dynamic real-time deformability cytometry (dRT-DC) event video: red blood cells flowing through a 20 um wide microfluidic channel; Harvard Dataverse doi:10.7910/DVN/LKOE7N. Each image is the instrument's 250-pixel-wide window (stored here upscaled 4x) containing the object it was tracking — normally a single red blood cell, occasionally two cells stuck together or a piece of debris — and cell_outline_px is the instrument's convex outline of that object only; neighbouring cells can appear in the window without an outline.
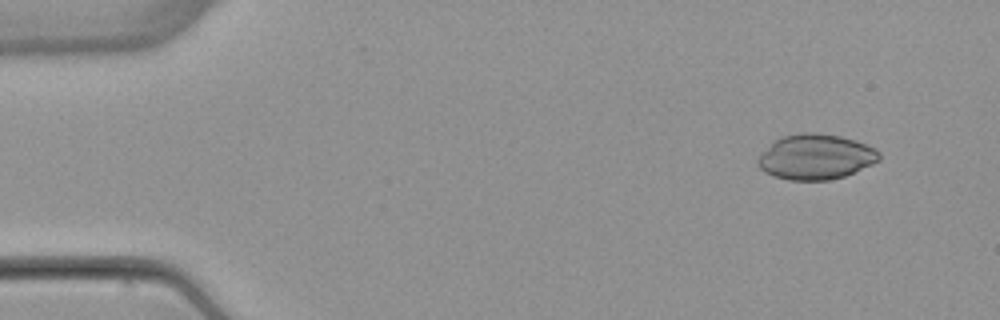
{"species": "common noctule bat (a hibernating species)", "species_latin": "Nyctalus noctula", "temperature_condition": "warm", "stored_images_in_passage": 53, "camera_frame_rate_fps": 3000, "um_per_image_px": 0.085, "animal": {"sex": "female", "body_mass_g": 22.7, "forearm_length_mm": 54.2}, "frame": {"image": 1, "passage_image": 5, "time_ms": 1.333, "image_size_px": [1000, 320], "cell_outline_px": [[880, 160], [872, 164], [844, 176], [828, 180], [788, 180], [772, 176], [764, 172], [756, 164], [756, 160], [780, 136], [800, 132], [816, 132], [840, 136], [856, 140], [880, 152]], "centroid_in_image_um": [69.32, 13.33], "position_along_channel_um": 15.7, "area_um2": 31.91}}
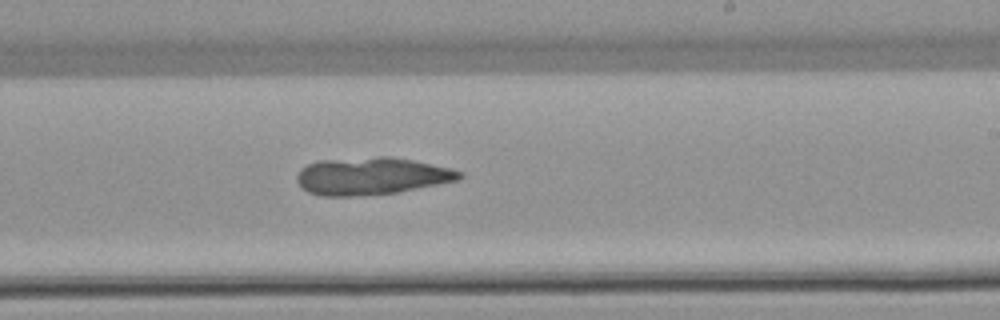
{"frame": {"image": 2, "passage_image": 32, "time_ms": 10.333, "image_size_px": [1000, 320], "cell_outline_px": [[464, 176], [460, 180], [396, 192], [352, 196], [320, 196], [308, 192], [296, 180], [296, 176], [300, 168], [308, 164], [320, 160], [376, 156], [392, 156], [452, 168], [464, 172]], "centroid_in_image_um": [31.6, 14.95], "position_along_channel_um": 257.4, "area_um2": 35.55}}
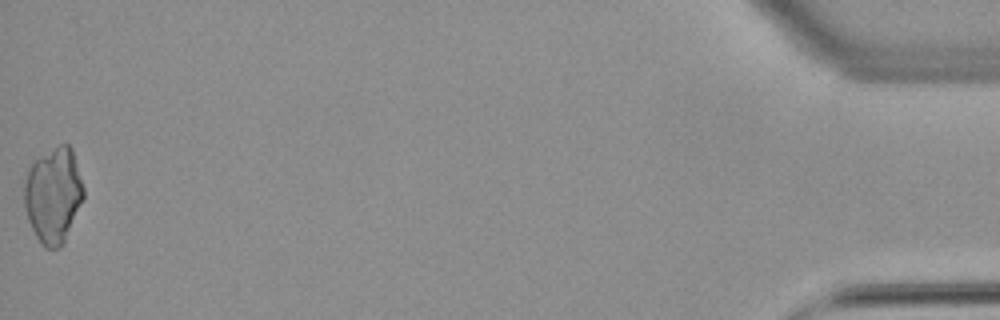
{"frame": {"image": 3, "passage_image": 53, "time_ms": 17.333, "image_size_px": [1000, 320], "cell_outline_px": [[84, 200], [64, 244], [60, 248], [44, 248], [40, 244], [28, 220], [24, 208], [24, 184], [28, 168], [40, 156], [60, 144], [68, 144], [72, 148], [84, 188]], "centroid_in_image_um": [4.54, 16.63], "position_along_channel_um": 430.7, "area_um2": 33.35}}